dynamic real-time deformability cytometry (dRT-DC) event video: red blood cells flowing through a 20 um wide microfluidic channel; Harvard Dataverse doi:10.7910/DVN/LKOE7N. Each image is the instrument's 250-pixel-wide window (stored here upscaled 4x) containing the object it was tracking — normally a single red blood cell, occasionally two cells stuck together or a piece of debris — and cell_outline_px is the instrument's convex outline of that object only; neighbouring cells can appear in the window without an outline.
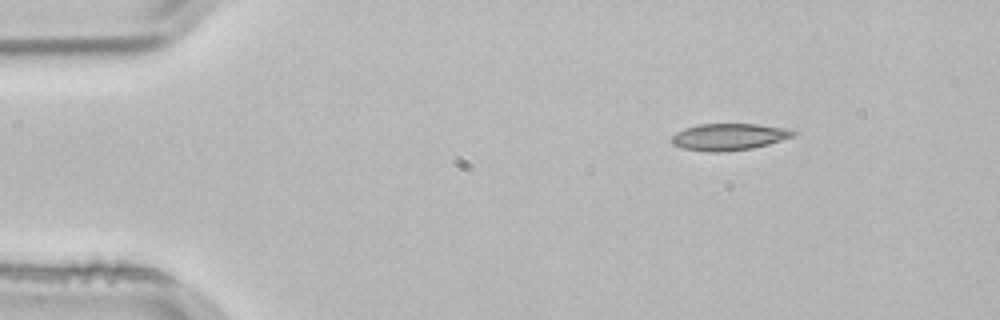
{"species": "common noctule bat (a hibernating species)", "species_latin": "Nyctalus noctula", "temperature_condition": "room temperature", "stored_images_in_passage": 46, "camera_frame_rate_fps": 3000, "um_per_image_px": 0.085, "animal": {"sex": "male", "body_mass_g": 21.5, "forearm_length_mm": 52.0}, "frame": {"image": 1, "passage_image": 1, "time_ms": 0.0, "image_size_px": [1000, 320], "cell_outline_px": [[796, 136], [768, 144], [752, 148], [720, 152], [708, 152], [684, 148], [672, 144], [672, 136], [676, 132], [684, 128], [696, 124], [756, 124], [792, 128], [796, 132]], "centroid_in_image_um": [62.0, 11.62], "position_along_channel_um": 23.0, "area_um2": 19.13}}
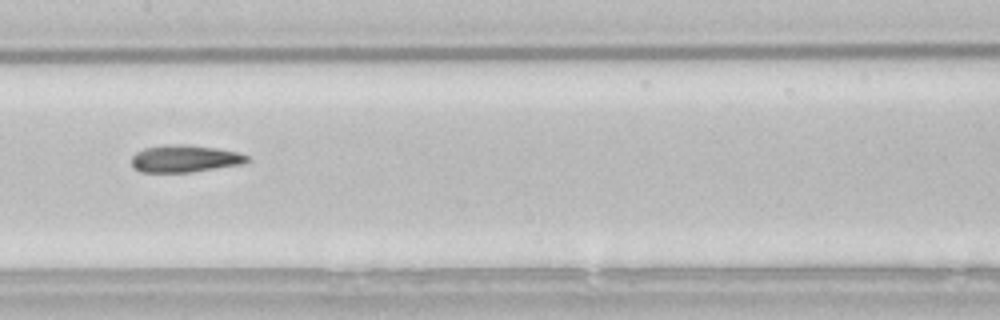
{"frame": {"image": 2, "passage_image": 20, "time_ms": 6.333, "image_size_px": [1000, 320], "cell_outline_px": [[252, 160], [244, 164], [192, 172], [140, 172], [132, 164], [132, 156], [136, 152], [144, 148], [180, 144], [184, 144], [216, 148], [236, 152], [248, 156]], "centroid_in_image_um": [15.75, 13.5], "position_along_channel_um": 191.6, "area_um2": 18.21}}
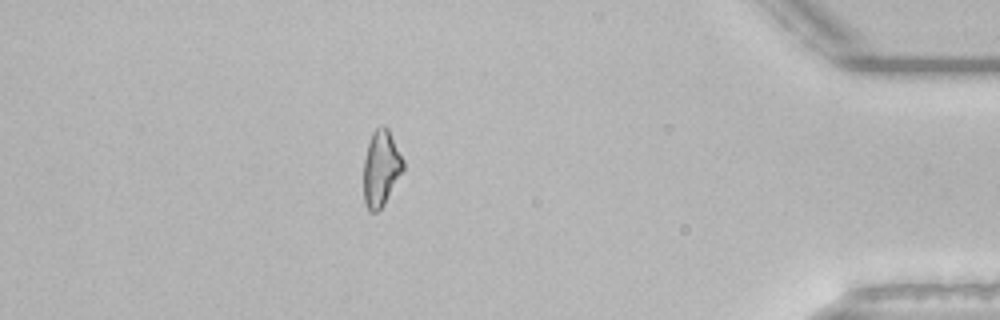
{"frame": {"image": 3, "passage_image": 40, "time_ms": 13.0, "image_size_px": [1000, 320], "cell_outline_px": [[404, 168], [384, 204], [376, 212], [368, 212], [364, 204], [364, 160], [368, 144], [372, 132], [380, 124], [384, 124], [388, 128], [404, 160]], "centroid_in_image_um": [32.38, 14.29], "position_along_channel_um": 402.8, "area_um2": 17.51}}